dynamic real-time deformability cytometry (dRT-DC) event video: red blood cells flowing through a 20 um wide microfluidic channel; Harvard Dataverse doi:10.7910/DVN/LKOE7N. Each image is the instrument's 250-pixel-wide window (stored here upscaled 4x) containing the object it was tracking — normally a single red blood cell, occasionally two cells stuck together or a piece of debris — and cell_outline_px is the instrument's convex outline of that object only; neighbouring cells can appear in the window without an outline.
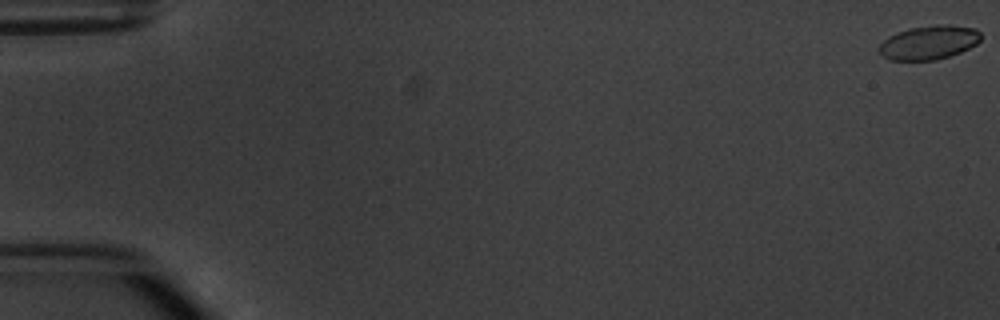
{"species": "common noctule bat (a hibernating species)", "species_latin": "Nyctalus noctula", "temperature_condition": "warm", "stored_images_in_passage": 3, "camera_frame_rate_fps": 3000, "um_per_image_px": 0.085, "animal": {"sex": "male", "body_mass_g": 20.1, "forearm_length_mm": 53.5}, "frame": {"image": 1, "passage_image": 1, "time_ms": 0.0, "image_size_px": [1000, 320], "cell_outline_px": [[980, 40], [976, 44], [960, 52], [936, 60], [892, 60], [884, 56], [880, 52], [880, 44], [888, 36], [912, 28], [936, 24], [948, 24], [976, 28], [980, 32]], "centroid_in_image_um": [78.99, 3.6], "position_along_channel_um": 6.0, "area_um2": 19.88}}